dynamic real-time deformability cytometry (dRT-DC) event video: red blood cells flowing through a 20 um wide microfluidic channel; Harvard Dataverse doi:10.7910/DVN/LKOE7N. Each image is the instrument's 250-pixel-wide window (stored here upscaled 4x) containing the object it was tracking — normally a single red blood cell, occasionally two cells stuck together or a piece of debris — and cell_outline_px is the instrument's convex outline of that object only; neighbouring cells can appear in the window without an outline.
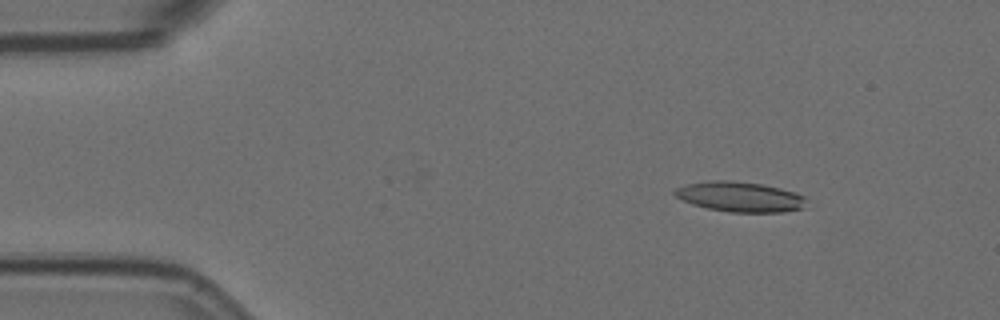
{"species": "Egyptian fruit bat (a non-hibernating species)", "species_latin": "Rousettus aegyptiacus", "temperature_condition": "room temperature", "stored_images_in_passage": 5, "camera_frame_rate_fps": 3000, "um_per_image_px": 0.085, "animal": {"sex": "female"}, "frame": {"image": 1, "passage_image": 1, "time_ms": 0.0, "image_size_px": [1000, 320], "cell_outline_px": [[804, 200], [800, 208], [784, 212], [728, 212], [708, 208], [692, 204], [676, 196], [672, 192], [676, 188], [688, 184], [712, 180], [732, 180], [760, 184], [780, 188], [796, 192], [804, 196]], "centroid_in_image_um": [62.86, 16.72], "position_along_channel_um": 22.1, "area_um2": 22.77}}
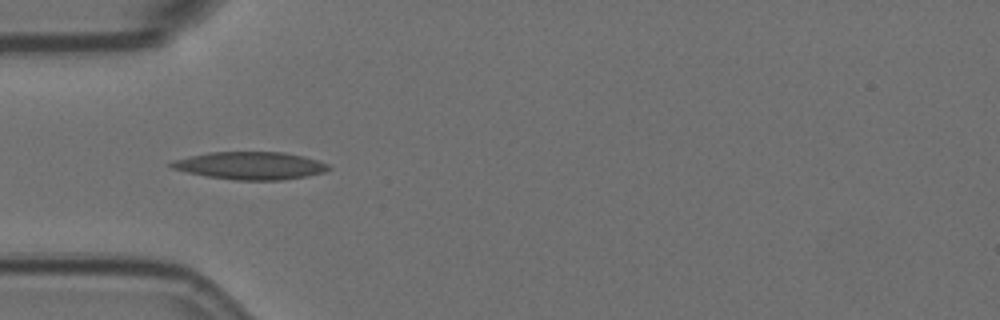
{"frame": {"image": 2, "passage_image": 4, "time_ms": 1.0, "image_size_px": [1000, 320], "cell_outline_px": [[332, 168], [324, 172], [308, 176], [280, 180], [236, 180], [208, 176], [188, 172], [172, 168], [168, 164], [172, 160], [208, 152], [284, 152], [304, 156], [328, 164]], "centroid_in_image_um": [21.29, 14.07], "position_along_channel_um": 63.7, "area_um2": 25.26}}
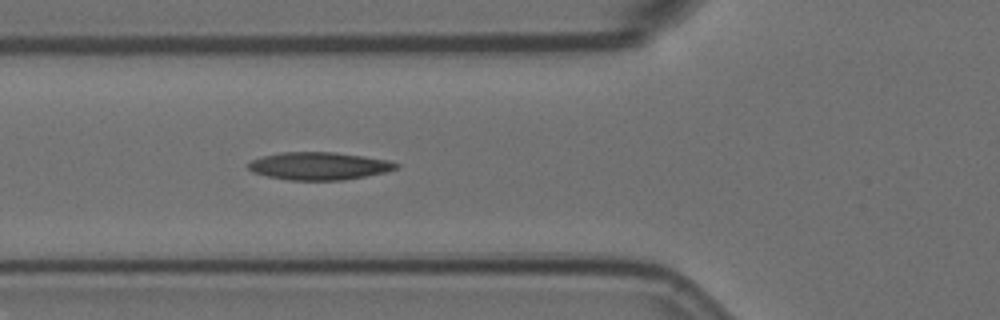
{"frame": {"image": 3, "passage_image": 5, "time_ms": 1.333, "image_size_px": [1000, 320], "cell_outline_px": [[400, 164], [396, 168], [384, 172], [344, 180], [288, 180], [268, 176], [252, 172], [248, 168], [248, 164], [252, 160], [264, 156], [280, 152], [332, 152], [364, 156], [388, 160]], "centroid_in_image_um": [27.1, 14.11], "position_along_channel_um": 98.7, "area_um2": 23.64}}